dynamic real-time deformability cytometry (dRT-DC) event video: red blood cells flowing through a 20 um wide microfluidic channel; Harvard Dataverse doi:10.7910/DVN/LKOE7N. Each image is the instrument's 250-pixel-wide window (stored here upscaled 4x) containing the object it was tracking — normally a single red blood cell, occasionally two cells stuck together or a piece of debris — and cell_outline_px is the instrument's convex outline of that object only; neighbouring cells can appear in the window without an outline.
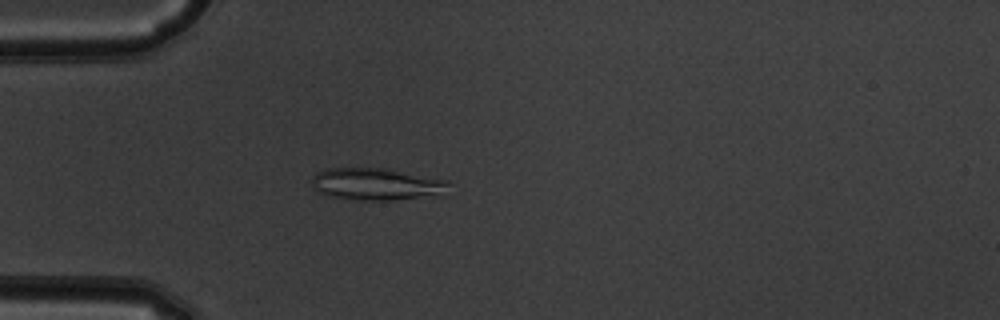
{"species": "common noctule bat (a hibernating species)", "species_latin": "Nyctalus noctula", "temperature_condition": "warm", "stored_images_in_passage": 50, "camera_frame_rate_fps": 3000, "um_per_image_px": 0.085, "animal": {"sex": "male", "body_mass_g": 19.5, "forearm_length_mm": 54.6}, "frame": {"image": 1, "passage_image": 14, "time_ms": 4.333, "image_size_px": [1000, 320], "cell_outline_px": [[448, 196], [392, 200], [360, 200], [332, 196], [320, 192], [312, 184], [312, 176], [316, 172], [328, 168], [388, 168], [448, 180]], "centroid_in_image_um": [32.12, 15.66], "position_along_channel_um": 52.9, "area_um2": 26.07}}
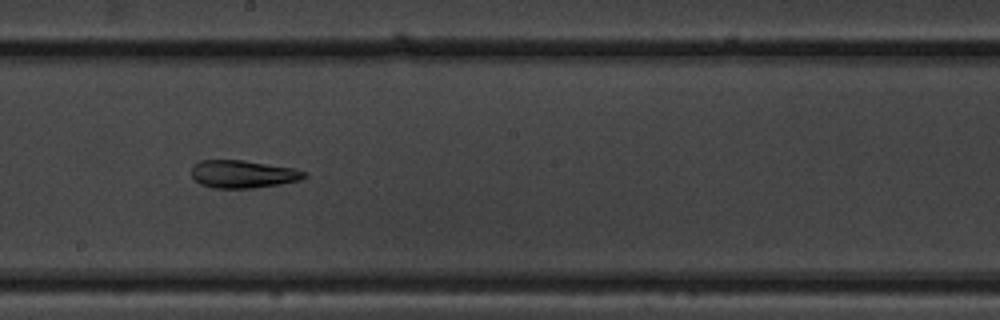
{"frame": {"image": 2, "passage_image": 28, "time_ms": 9.0, "image_size_px": [1000, 320], "cell_outline_px": [[308, 176], [300, 180], [280, 184], [252, 188], [212, 188], [200, 184], [192, 176], [192, 164], [200, 160], [244, 160], [296, 168], [308, 172]], "centroid_in_image_um": [20.68, 14.79], "position_along_channel_um": 227.5, "area_um2": 18.5}}
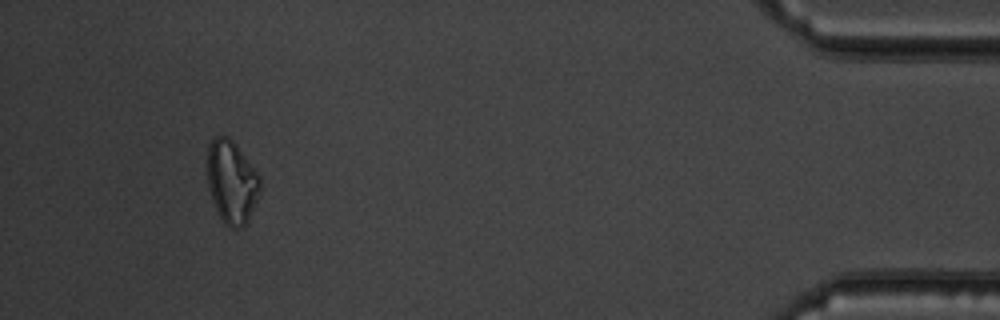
{"frame": {"image": 3, "passage_image": 47, "time_ms": 15.333, "image_size_px": [1000, 320], "cell_outline_px": [[260, 192], [248, 220], [240, 228], [232, 228], [224, 224], [212, 200], [208, 188], [208, 144], [216, 136], [224, 136], [232, 140], [236, 144], [260, 176]], "centroid_in_image_um": [19.7, 15.47], "position_along_channel_um": 415.5, "area_um2": 25.26}, "authors_computed_cell_mechanics": {"area_um2": 22.5998, "velocity_mm_per_s": 3.9631, "shape_relaxation_time_tau1_ms": null, "shape_relaxation_time_tau2_ms": 5.4868, "deformation_change_tau1": null, "deformation_change_tau2": 0.0888}}